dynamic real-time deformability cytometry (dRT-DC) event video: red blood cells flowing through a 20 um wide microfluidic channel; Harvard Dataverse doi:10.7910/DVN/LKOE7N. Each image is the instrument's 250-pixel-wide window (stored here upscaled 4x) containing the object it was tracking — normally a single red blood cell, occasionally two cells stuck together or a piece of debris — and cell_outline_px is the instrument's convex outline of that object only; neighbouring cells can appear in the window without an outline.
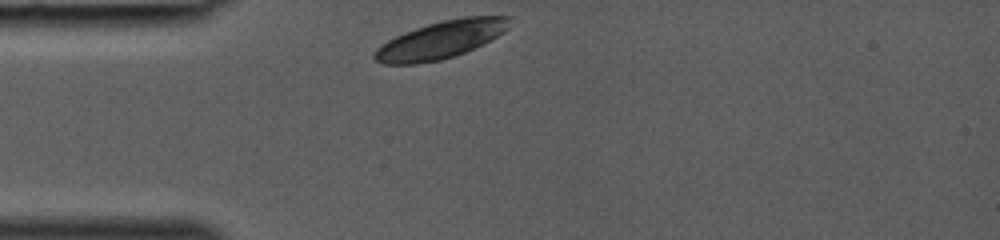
{"species": "common noctule bat (a hibernating species)", "species_latin": "Nyctalus noctula", "temperature_condition": "room temperature", "stored_images_in_passage": 25, "camera_frame_rate_fps": 3000, "um_per_image_px": 0.085, "animal": {"sex": "female", "body_mass_g": 19.0, "forearm_length_mm": 53.3}, "frame": {"image": 1, "passage_image": 1, "time_ms": 0.0, "image_size_px": [1000, 240], "cell_outline_px": [[512, 16], [508, 28], [504, 32], [464, 52], [440, 60], [416, 64], [384, 64], [376, 60], [372, 56], [376, 48], [380, 44], [404, 32], [428, 24], [444, 20], [464, 16]], "centroid_in_image_um": [37.44, 3.37], "position_along_channel_um": 47.6, "area_um2": 29.19}}
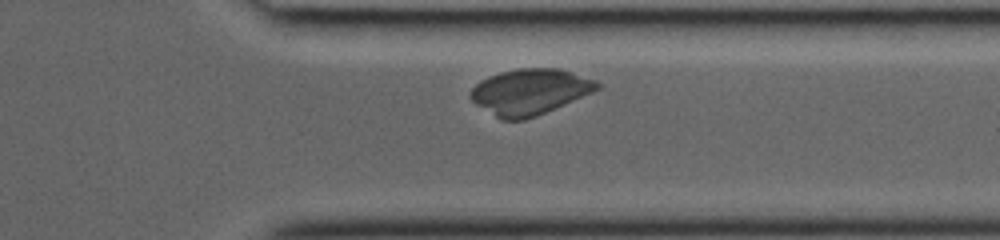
{"frame": {"image": 2, "passage_image": 22, "time_ms": 7.0, "image_size_px": [1000, 240], "cell_outline_px": [[600, 88], [592, 92], [536, 116], [524, 120], [500, 120], [476, 104], [468, 96], [472, 88], [480, 80], [488, 76], [500, 72], [520, 68], [560, 68], [596, 80], [600, 84]], "centroid_in_image_um": [45.0, 7.79], "position_along_channel_um": 366.4, "area_um2": 33.7}}
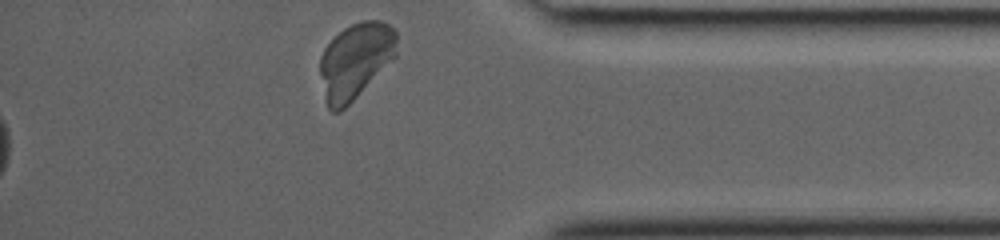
{"frame": {"image": 3, "passage_image": 25, "time_ms": 8.0, "image_size_px": [1000, 240], "cell_outline_px": [[396, 56], [340, 112], [332, 112], [328, 108], [324, 100], [320, 72], [320, 56], [324, 48], [344, 28], [360, 20], [380, 20], [388, 24], [396, 32]], "centroid_in_image_um": [30.18, 5.16], "position_along_channel_um": 405.0, "area_um2": 33.58}}